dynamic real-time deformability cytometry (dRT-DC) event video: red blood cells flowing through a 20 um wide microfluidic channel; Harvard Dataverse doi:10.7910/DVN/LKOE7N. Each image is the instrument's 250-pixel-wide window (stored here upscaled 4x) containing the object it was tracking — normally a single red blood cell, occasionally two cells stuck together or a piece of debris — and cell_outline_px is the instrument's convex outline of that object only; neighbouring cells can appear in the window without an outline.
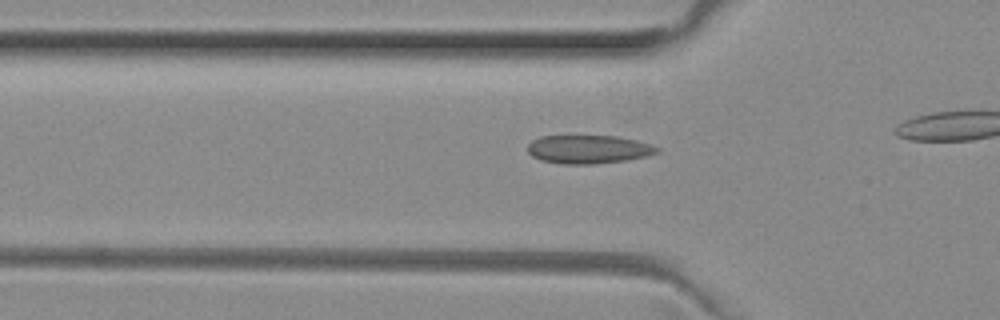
{"species": "common noctule bat (a hibernating species)", "species_latin": "Nyctalus noctula", "temperature_condition": "room temperature", "stored_images_in_passage": 13, "camera_frame_rate_fps": 3000, "um_per_image_px": 0.085, "animal": {"sex": "female", "body_mass_g": 29.2, "forearm_length_mm": 56.3}, "frame": {"image": 1, "passage_image": 8, "time_ms": 2.333, "image_size_px": [1000, 320], "cell_outline_px": [[660, 152], [644, 156], [624, 160], [596, 164], [564, 164], [540, 160], [532, 156], [528, 152], [528, 144], [532, 140], [540, 136], [616, 136], [636, 140], [652, 144], [660, 148]], "centroid_in_image_um": [50.01, 12.69], "position_along_channel_um": 75.8, "area_um2": 21.44}}
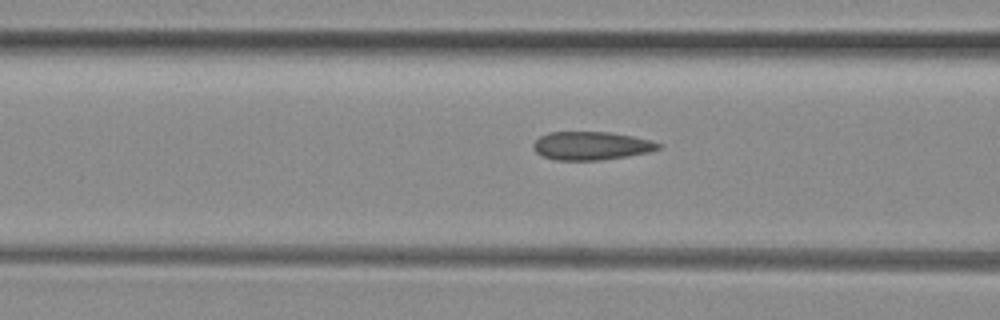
{"frame": {"image": 2, "passage_image": 11, "time_ms": 3.333, "image_size_px": [1000, 320], "cell_outline_px": [[660, 148], [652, 152], [600, 160], [556, 160], [544, 156], [536, 152], [532, 148], [532, 144], [540, 136], [548, 132], [608, 132], [632, 136], [648, 140], [660, 144]], "centroid_in_image_um": [50.23, 12.39], "position_along_channel_um": 116.4, "area_um2": 20.52}}